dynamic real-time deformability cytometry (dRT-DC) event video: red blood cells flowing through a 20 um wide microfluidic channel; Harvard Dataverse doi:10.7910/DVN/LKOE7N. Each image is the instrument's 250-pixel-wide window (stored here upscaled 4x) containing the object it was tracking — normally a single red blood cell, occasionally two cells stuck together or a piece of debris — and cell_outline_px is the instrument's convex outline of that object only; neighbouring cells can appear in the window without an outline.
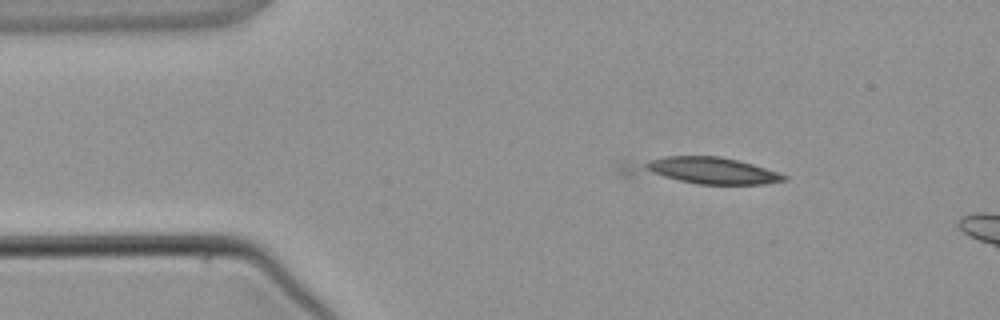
{"species": "common noctule bat (a hibernating species)", "species_latin": "Nyctalus noctula", "temperature_condition": "warm", "stored_images_in_passage": 4, "camera_frame_rate_fps": 3000, "um_per_image_px": 0.085, "animal": {"sex": "male", "body_mass_g": 21.5, "forearm_length_mm": 52.0}, "frame": {"image": 1, "passage_image": 3, "time_ms": 3.333, "image_size_px": [1000, 320], "cell_outline_px": [[788, 180], [764, 184], [700, 184], [620, 176], [616, 168], [620, 164], [664, 156], [720, 156], [752, 164], [788, 176]], "centroid_in_image_um": [59.49, 14.51], "position_along_channel_um": 25.5, "area_um2": 25.66}}